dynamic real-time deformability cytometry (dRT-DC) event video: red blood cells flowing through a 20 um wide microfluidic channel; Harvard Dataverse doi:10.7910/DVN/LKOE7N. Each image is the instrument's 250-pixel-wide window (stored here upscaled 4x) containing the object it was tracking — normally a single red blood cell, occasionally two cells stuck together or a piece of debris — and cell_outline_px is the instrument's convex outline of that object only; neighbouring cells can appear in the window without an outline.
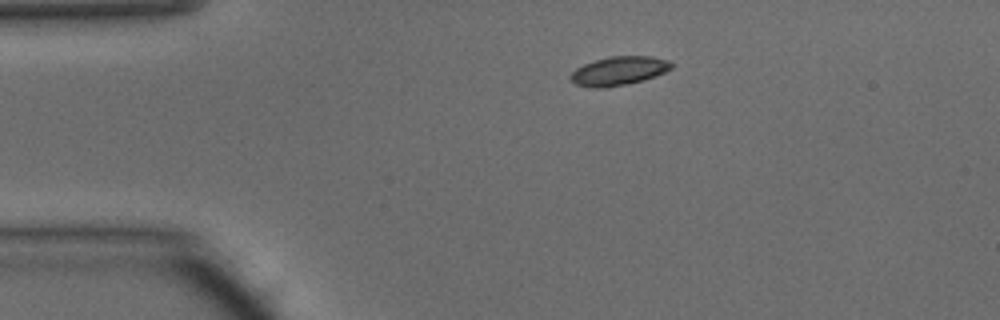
{"species": "common noctule bat (a hibernating species)", "species_latin": "Nyctalus noctula", "temperature_condition": "warm", "stored_images_in_passage": 34, "camera_frame_rate_fps": 3000, "um_per_image_px": 0.085, "animal": {"sex": "male", "body_mass_g": 15.6}, "frame": {"image": 1, "passage_image": 1, "time_ms": 0.0, "image_size_px": [1000, 320], "cell_outline_px": [[672, 68], [656, 76], [628, 84], [608, 88], [592, 88], [576, 84], [568, 80], [568, 76], [576, 68], [584, 64], [608, 56], [652, 56], [668, 60], [672, 64]], "centroid_in_image_um": [52.56, 6.04], "position_along_channel_um": 32.4, "area_um2": 17.11}}
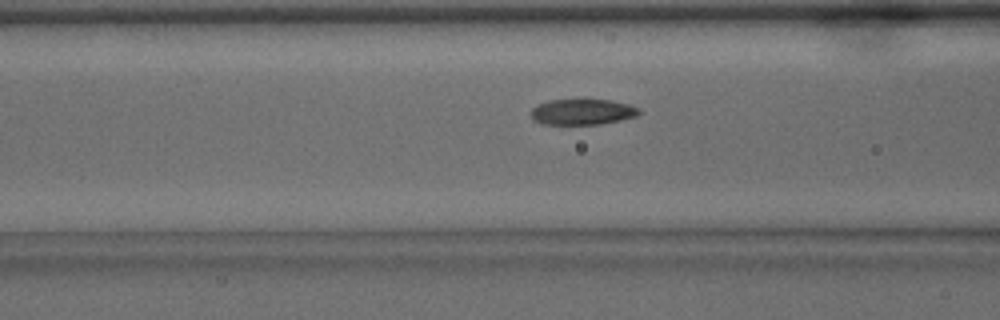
{"frame": {"image": 2, "passage_image": 10, "time_ms": 3.0, "image_size_px": [1000, 320], "cell_outline_px": [[640, 112], [636, 116], [620, 120], [600, 124], [544, 124], [532, 120], [528, 112], [536, 104], [548, 100], [584, 96], [612, 100], [628, 104], [640, 108]], "centroid_in_image_um": [49.44, 9.45], "position_along_channel_um": 117.2, "area_um2": 17.28}}
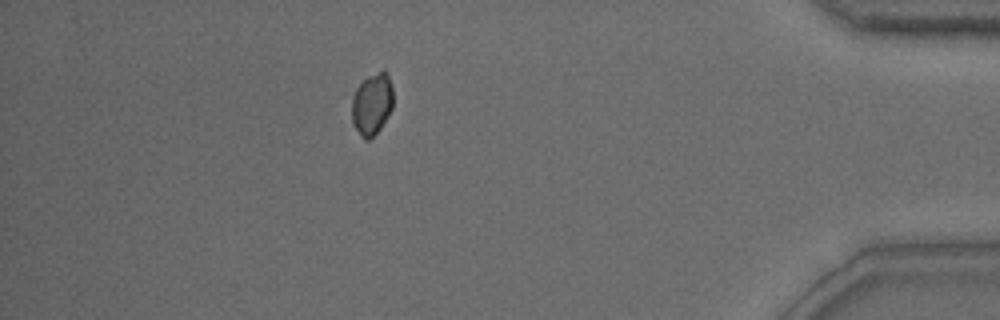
{"frame": {"image": 3, "passage_image": 34, "time_ms": 11.0, "image_size_px": [1000, 320], "cell_outline_px": [[392, 108], [388, 116], [380, 128], [368, 140], [364, 140], [360, 136], [352, 124], [352, 96], [356, 88], [368, 76], [384, 68], [388, 76], [392, 88]], "centroid_in_image_um": [31.6, 8.84], "position_along_channel_um": 403.6, "area_um2": 14.91}, "authors_computed_cell_mechanics": {"area_um2": 16.6753, "velocity_mm_per_s": 4.1685, "shape_relaxation_time_tau1_ms": 3.1372, "shape_relaxation_time_tau2_ms": 0.9247, "deformation_change_tau1": 0.1643, "deformation_change_tau2": 0.0335}}